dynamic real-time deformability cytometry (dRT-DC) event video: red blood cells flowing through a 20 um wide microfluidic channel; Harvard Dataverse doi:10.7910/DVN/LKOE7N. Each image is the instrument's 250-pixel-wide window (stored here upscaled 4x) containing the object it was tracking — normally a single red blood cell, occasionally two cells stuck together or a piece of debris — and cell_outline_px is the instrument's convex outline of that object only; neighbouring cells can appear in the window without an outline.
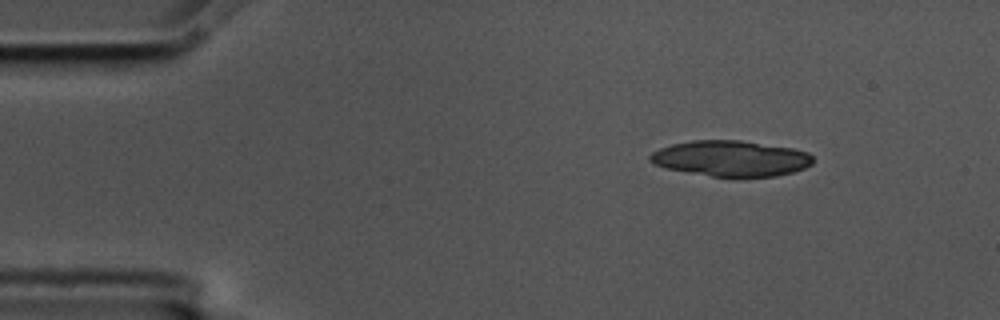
{"species": "common noctule bat (a hibernating species)", "species_latin": "Nyctalus noctula", "temperature_condition": "cold", "stored_images_in_passage": 49, "camera_frame_rate_fps": 3000, "um_per_image_px": 0.085, "animal": {"sex": "male", "body_mass_g": 17.5, "forearm_length_mm": 52.3}, "frame": {"image": 1, "passage_image": 1, "time_ms": 0.0, "image_size_px": [1000, 320], "cell_outline_px": [[812, 164], [804, 168], [792, 172], [776, 176], [736, 180], [664, 168], [648, 160], [648, 156], [652, 152], [660, 148], [672, 144], [692, 140], [740, 140], [792, 148], [808, 152], [812, 156]], "centroid_in_image_um": [62.13, 13.5], "position_along_channel_um": 22.9, "area_um2": 34.62}}
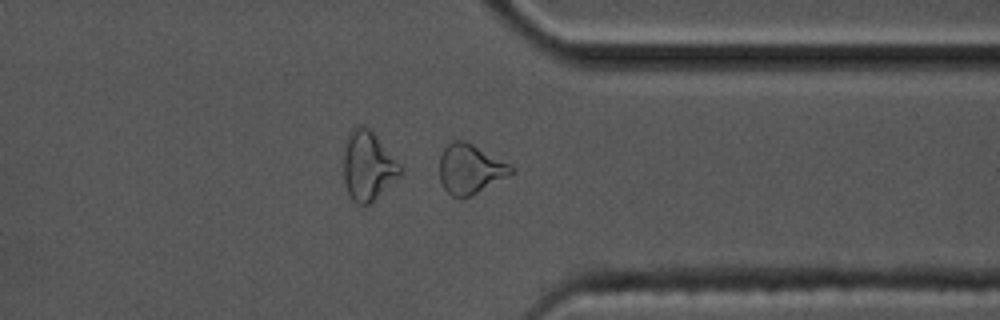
{"frame": {"image": 2, "passage_image": 37, "time_ms": 12.0, "image_size_px": [1000, 320], "cell_outline_px": [[516, 172], [468, 196], [452, 196], [444, 188], [440, 180], [440, 156], [444, 148], [452, 140], [464, 140], [472, 144], [516, 168]], "centroid_in_image_um": [39.96, 14.34], "position_along_channel_um": 371.4, "area_um2": 20.23}, "authors_computed_cell_mechanics": {"area_um2": 19.8832, "velocity_mm_per_s": 3.578, "shape_relaxation_time_tau1_ms": 11.3528, "shape_relaxation_time_tau2_ms": 2.2363, "deformation_change_tau1": 0.1894, "deformation_change_tau2": 0.0854}}